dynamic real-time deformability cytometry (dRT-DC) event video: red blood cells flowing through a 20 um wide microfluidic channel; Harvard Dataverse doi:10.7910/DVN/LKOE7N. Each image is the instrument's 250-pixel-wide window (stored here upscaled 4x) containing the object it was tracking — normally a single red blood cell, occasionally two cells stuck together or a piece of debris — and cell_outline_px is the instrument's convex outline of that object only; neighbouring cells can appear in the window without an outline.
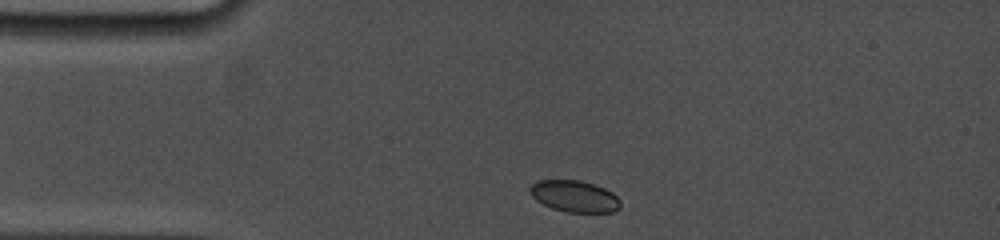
{"species": "common noctule bat (a hibernating species)", "species_latin": "Nyctalus noctula", "temperature_condition": "cold", "stored_images_in_passage": 26, "camera_frame_rate_fps": 5000, "um_per_image_px": 0.085, "animal": {"sex": "female", "body_mass_g": 19.0, "forearm_length_mm": 53.3}, "frame": {"image": 1, "passage_image": 1, "time_ms": 0.0, "image_size_px": [1000, 240], "cell_outline_px": [[620, 208], [612, 212], [568, 212], [552, 208], [536, 200], [532, 196], [528, 188], [536, 180], [580, 180], [604, 188], [612, 192], [620, 200]], "centroid_in_image_um": [48.82, 16.68], "position_along_channel_um": 36.2, "area_um2": 16.59}}
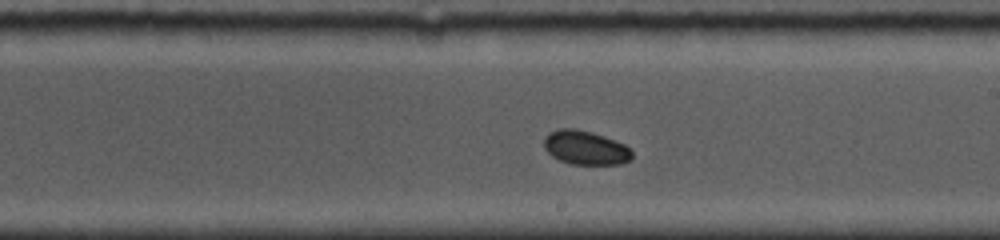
{"frame": {"image": 2, "passage_image": 15, "time_ms": 6.2, "image_size_px": [1000, 240], "cell_outline_px": [[632, 160], [624, 164], [572, 164], [560, 160], [552, 156], [544, 148], [544, 136], [548, 132], [560, 128], [576, 128], [592, 132], [604, 136], [624, 144], [632, 148]], "centroid_in_image_um": [49.78, 12.55], "position_along_channel_um": 239.2, "area_um2": 17.69}}
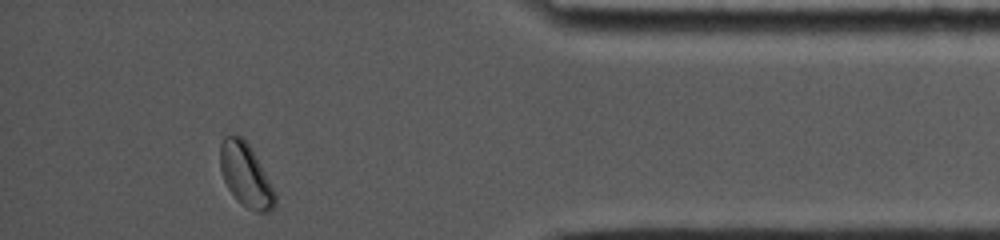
{"frame": {"image": 3, "passage_image": 26, "time_ms": 11.4, "image_size_px": [1000, 240], "cell_outline_px": [[276, 204], [268, 212], [256, 212], [240, 204], [236, 200], [228, 188], [224, 180], [220, 168], [220, 144], [224, 136], [240, 136], [252, 148], [276, 192]], "centroid_in_image_um": [20.89, 14.91], "position_along_channel_um": 414.3, "area_um2": 20.29}, "authors_computed_cell_mechanics": {"area_um2": 17.629, "velocity_mm_per_s": 3.7791, "shape_relaxation_time_tau1_ms": null, "shape_relaxation_time_tau2_ms": 4.7847, "deformation_change_tau1": null, "deformation_change_tau2": 0.0364}}